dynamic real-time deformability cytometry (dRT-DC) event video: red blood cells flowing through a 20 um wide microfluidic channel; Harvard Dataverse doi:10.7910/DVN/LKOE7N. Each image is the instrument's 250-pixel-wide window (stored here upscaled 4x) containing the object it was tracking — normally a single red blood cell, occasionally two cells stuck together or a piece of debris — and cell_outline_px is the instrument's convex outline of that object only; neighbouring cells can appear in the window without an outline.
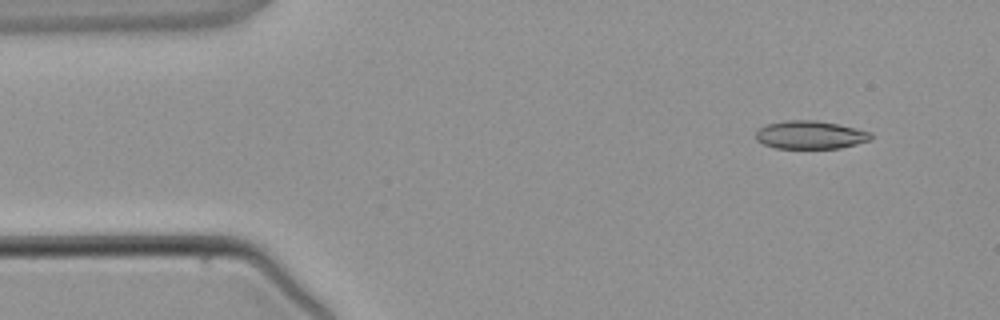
{"species": "common noctule bat (a hibernating species)", "species_latin": "Nyctalus noctula", "temperature_condition": "warm", "stored_images_in_passage": 3, "camera_frame_rate_fps": 3000, "um_per_image_px": 0.085, "animal": {"sex": "male", "body_mass_g": 21.5, "forearm_length_mm": 52.0}, "frame": {"image": 1, "passage_image": 1, "time_ms": 0.0, "image_size_px": [1000, 320], "cell_outline_px": [[872, 140], [840, 148], [776, 148], [764, 144], [756, 140], [756, 128], [768, 124], [788, 120], [816, 120], [856, 128], [872, 132]], "centroid_in_image_um": [68.88, 11.46], "position_along_channel_um": 16.1, "area_um2": 18.9}}
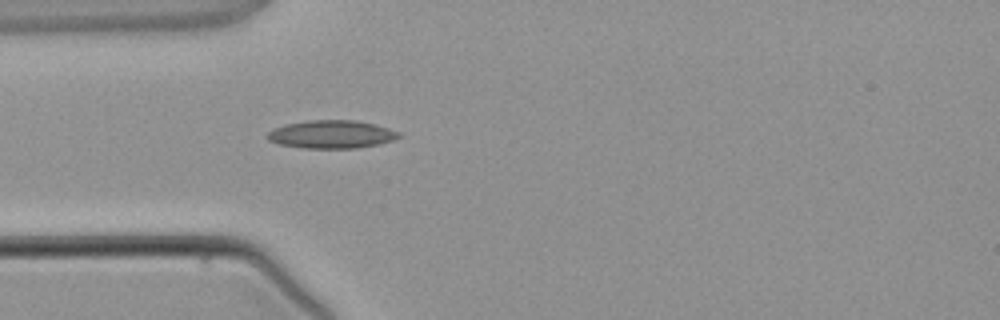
{"frame": {"image": 2, "passage_image": 3, "time_ms": 2.667, "image_size_px": [1000, 320], "cell_outline_px": [[400, 136], [392, 140], [380, 144], [356, 148], [304, 148], [280, 144], [268, 140], [268, 132], [276, 128], [288, 124], [308, 120], [356, 120], [388, 128], [400, 132]], "centroid_in_image_um": [28.2, 11.42], "position_along_channel_um": 56.8, "area_um2": 21.21}}